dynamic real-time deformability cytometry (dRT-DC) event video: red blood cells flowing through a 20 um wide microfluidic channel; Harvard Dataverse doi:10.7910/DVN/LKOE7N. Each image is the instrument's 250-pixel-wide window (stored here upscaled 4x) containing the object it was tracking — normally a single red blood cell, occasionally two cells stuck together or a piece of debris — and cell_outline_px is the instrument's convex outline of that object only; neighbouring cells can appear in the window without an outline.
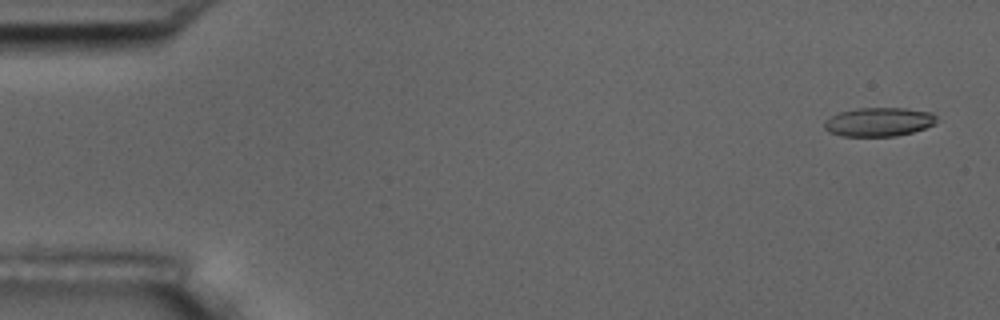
{"species": "common noctule bat (a hibernating species)", "species_latin": "Nyctalus noctula", "temperature_condition": "room temperature", "stored_images_in_passage": 55, "camera_frame_rate_fps": 3000, "um_per_image_px": 0.085, "animal": {"sex": "male", "body_mass_g": 17.5, "forearm_length_mm": 52.3}, "frame": {"image": 1, "passage_image": 1, "time_ms": 0.0, "image_size_px": [1000, 320], "cell_outline_px": [[936, 124], [912, 132], [896, 136], [840, 136], [828, 132], [824, 128], [824, 120], [840, 112], [856, 108], [904, 108], [932, 112], [936, 116]], "centroid_in_image_um": [74.69, 10.36], "position_along_channel_um": 10.3, "area_um2": 18.96}}
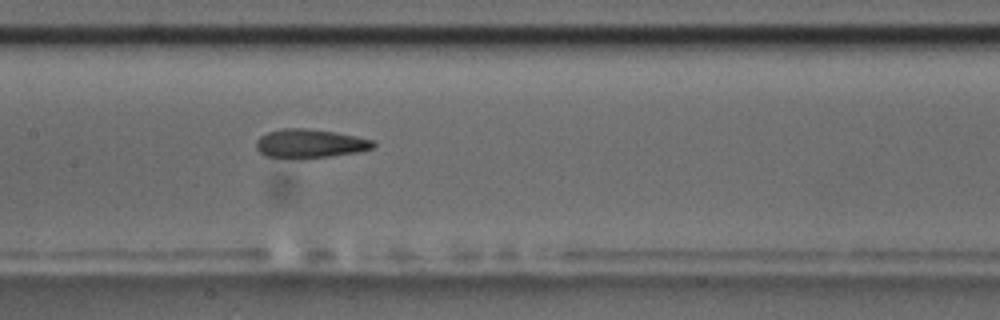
{"frame": {"image": 2, "passage_image": 26, "time_ms": 8.333, "image_size_px": [1000, 320], "cell_outline_px": [[376, 144], [372, 148], [356, 152], [328, 156], [264, 156], [256, 148], [256, 140], [260, 136], [268, 132], [280, 128], [304, 128], [332, 132], [356, 136], [372, 140]], "centroid_in_image_um": [26.32, 12.16], "position_along_channel_um": 181.1, "area_um2": 18.84}}
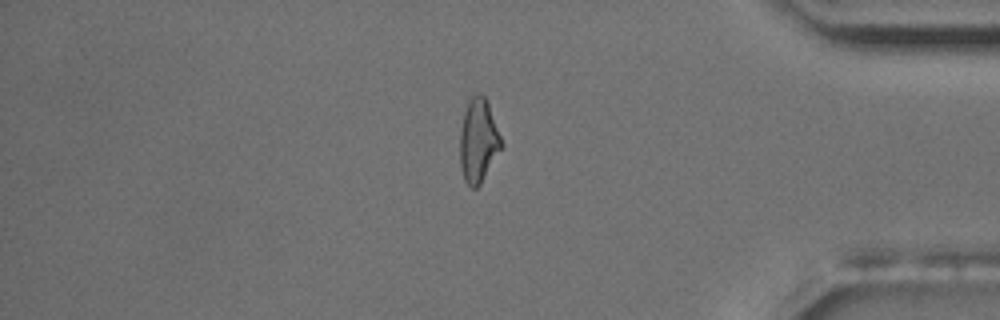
{"frame": {"image": 3, "passage_image": 46, "time_ms": 15.0, "image_size_px": [1000, 320], "cell_outline_px": [[504, 144], [480, 184], [476, 188], [472, 188], [464, 180], [460, 168], [460, 132], [464, 112], [468, 100], [472, 96], [480, 92], [488, 100]], "centroid_in_image_um": [40.67, 11.92], "position_along_channel_um": 394.5, "area_um2": 20.4}, "authors_computed_cell_mechanics": {"area_um2": 19.7098, "velocity_mm_per_s": 3.6128, "shape_relaxation_time_tau1_ms": 9.9093, "shape_relaxation_time_tau2_ms": 1.7851, "deformation_change_tau1": 0.2592, "deformation_change_tau2": 0.1055}}